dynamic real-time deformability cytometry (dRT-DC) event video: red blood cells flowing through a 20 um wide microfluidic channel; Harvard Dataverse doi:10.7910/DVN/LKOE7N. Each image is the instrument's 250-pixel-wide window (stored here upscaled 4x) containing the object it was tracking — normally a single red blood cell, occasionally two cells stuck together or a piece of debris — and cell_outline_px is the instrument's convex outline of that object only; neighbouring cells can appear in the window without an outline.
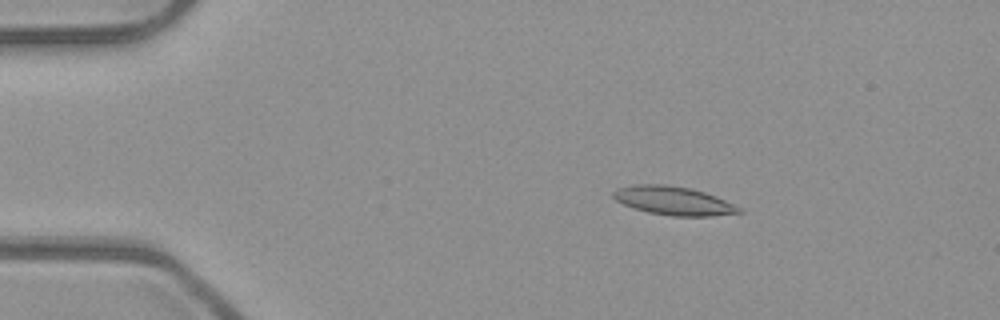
{"species": "common noctule bat (a hibernating species)", "species_latin": "Nyctalus noctula", "temperature_condition": "room temperature", "stored_images_in_passage": 5, "segment_of_instrument_passage": [1, 2], "camera_frame_rate_fps": 3000, "um_per_image_px": 0.085, "animal": {"sex": "male", "body_mass_g": 23.1, "forearm_length_mm": 52.7}, "frame": {"image": 1, "passage_image": 2, "time_ms": 0.333, "image_size_px": [1000, 320], "cell_outline_px": [[744, 212], [712, 216], [672, 216], [648, 212], [624, 204], [616, 200], [612, 196], [612, 192], [616, 188], [632, 184], [664, 184], [692, 188], [716, 196], [744, 208]], "centroid_in_image_um": [57.28, 17.05], "position_along_channel_um": 27.7, "area_um2": 21.15}}